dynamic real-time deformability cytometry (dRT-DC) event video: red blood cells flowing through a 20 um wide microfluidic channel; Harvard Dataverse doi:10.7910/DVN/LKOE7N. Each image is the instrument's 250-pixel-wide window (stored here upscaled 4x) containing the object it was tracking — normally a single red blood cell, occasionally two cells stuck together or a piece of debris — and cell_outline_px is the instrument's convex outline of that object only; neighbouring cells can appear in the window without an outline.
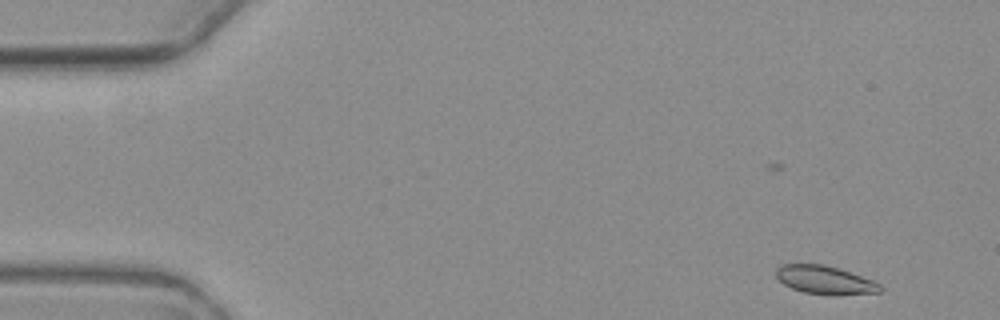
{"species": "common noctule bat (a hibernating species)", "species_latin": "Nyctalus noctula", "temperature_condition": "warm", "stored_images_in_passage": 5, "camera_frame_rate_fps": 3000, "um_per_image_px": 0.085, "animal": {"sex": "female", "body_mass_g": 19.3, "forearm_length_mm": 54.1}, "frame": {"image": 1, "passage_image": 1, "time_ms": 0.0, "image_size_px": [1000, 320], "cell_outline_px": [[884, 288], [880, 292], [840, 296], [832, 296], [804, 292], [792, 288], [784, 284], [776, 276], [776, 268], [780, 264], [824, 264], [872, 280], [880, 284]], "centroid_in_image_um": [70.13, 23.82], "position_along_channel_um": 14.9, "area_um2": 17.28}}